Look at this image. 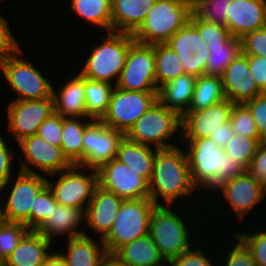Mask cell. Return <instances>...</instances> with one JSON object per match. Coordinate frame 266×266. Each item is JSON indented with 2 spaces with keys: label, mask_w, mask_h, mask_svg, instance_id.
<instances>
[{
  "label": "cell",
  "mask_w": 266,
  "mask_h": 266,
  "mask_svg": "<svg viewBox=\"0 0 266 266\" xmlns=\"http://www.w3.org/2000/svg\"><path fill=\"white\" fill-rule=\"evenodd\" d=\"M112 256L125 266H167L149 234L120 247Z\"/></svg>",
  "instance_id": "4316f807"
},
{
  "label": "cell",
  "mask_w": 266,
  "mask_h": 266,
  "mask_svg": "<svg viewBox=\"0 0 266 266\" xmlns=\"http://www.w3.org/2000/svg\"><path fill=\"white\" fill-rule=\"evenodd\" d=\"M234 132L230 121L221 125L209 138L214 140L218 147L224 148L226 144L233 138Z\"/></svg>",
  "instance_id": "11a10c76"
},
{
  "label": "cell",
  "mask_w": 266,
  "mask_h": 266,
  "mask_svg": "<svg viewBox=\"0 0 266 266\" xmlns=\"http://www.w3.org/2000/svg\"><path fill=\"white\" fill-rule=\"evenodd\" d=\"M232 0H202L192 11L201 19L226 27L228 10Z\"/></svg>",
  "instance_id": "60d3db41"
},
{
  "label": "cell",
  "mask_w": 266,
  "mask_h": 266,
  "mask_svg": "<svg viewBox=\"0 0 266 266\" xmlns=\"http://www.w3.org/2000/svg\"><path fill=\"white\" fill-rule=\"evenodd\" d=\"M101 266H125L120 263L114 256L107 255V257L101 263Z\"/></svg>",
  "instance_id": "6f0895ef"
},
{
  "label": "cell",
  "mask_w": 266,
  "mask_h": 266,
  "mask_svg": "<svg viewBox=\"0 0 266 266\" xmlns=\"http://www.w3.org/2000/svg\"><path fill=\"white\" fill-rule=\"evenodd\" d=\"M266 26V0H232L226 27L235 38Z\"/></svg>",
  "instance_id": "44dd1931"
},
{
  "label": "cell",
  "mask_w": 266,
  "mask_h": 266,
  "mask_svg": "<svg viewBox=\"0 0 266 266\" xmlns=\"http://www.w3.org/2000/svg\"><path fill=\"white\" fill-rule=\"evenodd\" d=\"M263 193H264V196L266 198V182L263 184Z\"/></svg>",
  "instance_id": "94428289"
},
{
  "label": "cell",
  "mask_w": 266,
  "mask_h": 266,
  "mask_svg": "<svg viewBox=\"0 0 266 266\" xmlns=\"http://www.w3.org/2000/svg\"><path fill=\"white\" fill-rule=\"evenodd\" d=\"M158 100V92L122 90L115 86L108 109L100 120L124 135Z\"/></svg>",
  "instance_id": "8fae6325"
},
{
  "label": "cell",
  "mask_w": 266,
  "mask_h": 266,
  "mask_svg": "<svg viewBox=\"0 0 266 266\" xmlns=\"http://www.w3.org/2000/svg\"><path fill=\"white\" fill-rule=\"evenodd\" d=\"M63 117L58 113H52L38 127L37 135L53 146L61 147Z\"/></svg>",
  "instance_id": "f6af8a7d"
},
{
  "label": "cell",
  "mask_w": 266,
  "mask_h": 266,
  "mask_svg": "<svg viewBox=\"0 0 266 266\" xmlns=\"http://www.w3.org/2000/svg\"><path fill=\"white\" fill-rule=\"evenodd\" d=\"M2 195L0 194V200L2 199ZM3 200L0 201V227L6 222L5 216H4V208H3Z\"/></svg>",
  "instance_id": "680465c9"
},
{
  "label": "cell",
  "mask_w": 266,
  "mask_h": 266,
  "mask_svg": "<svg viewBox=\"0 0 266 266\" xmlns=\"http://www.w3.org/2000/svg\"><path fill=\"white\" fill-rule=\"evenodd\" d=\"M207 48L210 52L205 68L206 75L221 76L228 65L241 52L240 39L233 36L222 46Z\"/></svg>",
  "instance_id": "d590c367"
},
{
  "label": "cell",
  "mask_w": 266,
  "mask_h": 266,
  "mask_svg": "<svg viewBox=\"0 0 266 266\" xmlns=\"http://www.w3.org/2000/svg\"><path fill=\"white\" fill-rule=\"evenodd\" d=\"M176 209L177 206L156 205L150 219L149 235L166 261L180 256L196 244L192 240L193 232L191 234L188 229L190 221L186 224L181 210L178 213Z\"/></svg>",
  "instance_id": "5b68a950"
},
{
  "label": "cell",
  "mask_w": 266,
  "mask_h": 266,
  "mask_svg": "<svg viewBox=\"0 0 266 266\" xmlns=\"http://www.w3.org/2000/svg\"><path fill=\"white\" fill-rule=\"evenodd\" d=\"M157 0H111L112 31L133 34Z\"/></svg>",
  "instance_id": "484cf974"
},
{
  "label": "cell",
  "mask_w": 266,
  "mask_h": 266,
  "mask_svg": "<svg viewBox=\"0 0 266 266\" xmlns=\"http://www.w3.org/2000/svg\"><path fill=\"white\" fill-rule=\"evenodd\" d=\"M85 119V120H84ZM94 120L90 118L63 117L61 148L64 155L74 165L83 166V136L85 129Z\"/></svg>",
  "instance_id": "f546056e"
},
{
  "label": "cell",
  "mask_w": 266,
  "mask_h": 266,
  "mask_svg": "<svg viewBox=\"0 0 266 266\" xmlns=\"http://www.w3.org/2000/svg\"><path fill=\"white\" fill-rule=\"evenodd\" d=\"M123 199L101 188H95L93 197L85 211V225L104 239L111 231Z\"/></svg>",
  "instance_id": "ffe728a7"
},
{
  "label": "cell",
  "mask_w": 266,
  "mask_h": 266,
  "mask_svg": "<svg viewBox=\"0 0 266 266\" xmlns=\"http://www.w3.org/2000/svg\"><path fill=\"white\" fill-rule=\"evenodd\" d=\"M195 248V249H194ZM214 260H210L205 251L193 245L180 256L167 261L168 266H216Z\"/></svg>",
  "instance_id": "7dc6e473"
},
{
  "label": "cell",
  "mask_w": 266,
  "mask_h": 266,
  "mask_svg": "<svg viewBox=\"0 0 266 266\" xmlns=\"http://www.w3.org/2000/svg\"><path fill=\"white\" fill-rule=\"evenodd\" d=\"M249 70L262 92H266V57L247 55Z\"/></svg>",
  "instance_id": "db71d44e"
},
{
  "label": "cell",
  "mask_w": 266,
  "mask_h": 266,
  "mask_svg": "<svg viewBox=\"0 0 266 266\" xmlns=\"http://www.w3.org/2000/svg\"><path fill=\"white\" fill-rule=\"evenodd\" d=\"M197 190L199 189L191 178L184 146L157 149L153 174L149 181L150 199L156 205L175 206L180 199L182 202L189 201V195L199 197L196 194Z\"/></svg>",
  "instance_id": "6da1fadb"
},
{
  "label": "cell",
  "mask_w": 266,
  "mask_h": 266,
  "mask_svg": "<svg viewBox=\"0 0 266 266\" xmlns=\"http://www.w3.org/2000/svg\"><path fill=\"white\" fill-rule=\"evenodd\" d=\"M66 240L68 251L58 253L67 266H101L108 255L102 239L94 240L87 233Z\"/></svg>",
  "instance_id": "cb8c5ba5"
},
{
  "label": "cell",
  "mask_w": 266,
  "mask_h": 266,
  "mask_svg": "<svg viewBox=\"0 0 266 266\" xmlns=\"http://www.w3.org/2000/svg\"><path fill=\"white\" fill-rule=\"evenodd\" d=\"M225 96L234 104H243L261 95L248 67L247 55L240 52L221 75Z\"/></svg>",
  "instance_id": "d6986e66"
},
{
  "label": "cell",
  "mask_w": 266,
  "mask_h": 266,
  "mask_svg": "<svg viewBox=\"0 0 266 266\" xmlns=\"http://www.w3.org/2000/svg\"><path fill=\"white\" fill-rule=\"evenodd\" d=\"M197 77L183 74L158 89V100L181 117L188 111L192 101Z\"/></svg>",
  "instance_id": "f1b7e54d"
},
{
  "label": "cell",
  "mask_w": 266,
  "mask_h": 266,
  "mask_svg": "<svg viewBox=\"0 0 266 266\" xmlns=\"http://www.w3.org/2000/svg\"><path fill=\"white\" fill-rule=\"evenodd\" d=\"M0 12V62L9 55L14 54L21 46L10 30L8 19Z\"/></svg>",
  "instance_id": "681fc988"
},
{
  "label": "cell",
  "mask_w": 266,
  "mask_h": 266,
  "mask_svg": "<svg viewBox=\"0 0 266 266\" xmlns=\"http://www.w3.org/2000/svg\"><path fill=\"white\" fill-rule=\"evenodd\" d=\"M17 145L24 156L23 158L19 154L18 170L20 171L35 174L42 172L45 176H49L64 171L73 165L64 155L61 147L49 144L37 134L23 138Z\"/></svg>",
  "instance_id": "4fadbf2b"
},
{
  "label": "cell",
  "mask_w": 266,
  "mask_h": 266,
  "mask_svg": "<svg viewBox=\"0 0 266 266\" xmlns=\"http://www.w3.org/2000/svg\"><path fill=\"white\" fill-rule=\"evenodd\" d=\"M260 138H249L244 135L235 134L223 148L224 152L238 161L245 169L249 166L255 156Z\"/></svg>",
  "instance_id": "74e56055"
},
{
  "label": "cell",
  "mask_w": 266,
  "mask_h": 266,
  "mask_svg": "<svg viewBox=\"0 0 266 266\" xmlns=\"http://www.w3.org/2000/svg\"><path fill=\"white\" fill-rule=\"evenodd\" d=\"M191 13L185 0H157L133 38L141 44H164L189 21Z\"/></svg>",
  "instance_id": "277c9868"
},
{
  "label": "cell",
  "mask_w": 266,
  "mask_h": 266,
  "mask_svg": "<svg viewBox=\"0 0 266 266\" xmlns=\"http://www.w3.org/2000/svg\"><path fill=\"white\" fill-rule=\"evenodd\" d=\"M30 230L22 223L5 222L0 227V266L18 247L20 240Z\"/></svg>",
  "instance_id": "f35d334b"
},
{
  "label": "cell",
  "mask_w": 266,
  "mask_h": 266,
  "mask_svg": "<svg viewBox=\"0 0 266 266\" xmlns=\"http://www.w3.org/2000/svg\"><path fill=\"white\" fill-rule=\"evenodd\" d=\"M240 44L243 54L266 57V26L245 34Z\"/></svg>",
  "instance_id": "bcb514c9"
},
{
  "label": "cell",
  "mask_w": 266,
  "mask_h": 266,
  "mask_svg": "<svg viewBox=\"0 0 266 266\" xmlns=\"http://www.w3.org/2000/svg\"><path fill=\"white\" fill-rule=\"evenodd\" d=\"M71 76L69 74L58 90L53 86L54 112L62 117L86 118L85 78L78 72H71Z\"/></svg>",
  "instance_id": "603a6c76"
},
{
  "label": "cell",
  "mask_w": 266,
  "mask_h": 266,
  "mask_svg": "<svg viewBox=\"0 0 266 266\" xmlns=\"http://www.w3.org/2000/svg\"><path fill=\"white\" fill-rule=\"evenodd\" d=\"M230 124L234 134L244 135L249 138H260L252 113L244 103L233 105Z\"/></svg>",
  "instance_id": "b9f144b4"
},
{
  "label": "cell",
  "mask_w": 266,
  "mask_h": 266,
  "mask_svg": "<svg viewBox=\"0 0 266 266\" xmlns=\"http://www.w3.org/2000/svg\"><path fill=\"white\" fill-rule=\"evenodd\" d=\"M8 132L17 143L37 133L41 123L54 113L53 97L42 100H10L6 108Z\"/></svg>",
  "instance_id": "5bb4252c"
},
{
  "label": "cell",
  "mask_w": 266,
  "mask_h": 266,
  "mask_svg": "<svg viewBox=\"0 0 266 266\" xmlns=\"http://www.w3.org/2000/svg\"><path fill=\"white\" fill-rule=\"evenodd\" d=\"M81 223L82 226L85 223V211L83 209L57 203L51 215L36 231L53 243L55 238L62 236L66 237L67 235V239H69L84 235L87 231L82 229Z\"/></svg>",
  "instance_id": "7402d4cb"
},
{
  "label": "cell",
  "mask_w": 266,
  "mask_h": 266,
  "mask_svg": "<svg viewBox=\"0 0 266 266\" xmlns=\"http://www.w3.org/2000/svg\"><path fill=\"white\" fill-rule=\"evenodd\" d=\"M4 138L0 132V186L15 175L14 162H12L15 150L9 147Z\"/></svg>",
  "instance_id": "f907efd6"
},
{
  "label": "cell",
  "mask_w": 266,
  "mask_h": 266,
  "mask_svg": "<svg viewBox=\"0 0 266 266\" xmlns=\"http://www.w3.org/2000/svg\"><path fill=\"white\" fill-rule=\"evenodd\" d=\"M181 140L180 145H184L191 178L199 191L205 192L203 195L211 194L223 182L246 171L238 161L232 159L231 155L226 154L224 149L218 147L209 137Z\"/></svg>",
  "instance_id": "7a4b0ae2"
},
{
  "label": "cell",
  "mask_w": 266,
  "mask_h": 266,
  "mask_svg": "<svg viewBox=\"0 0 266 266\" xmlns=\"http://www.w3.org/2000/svg\"><path fill=\"white\" fill-rule=\"evenodd\" d=\"M182 60V64L186 74L199 77L205 75V68L207 65V59L209 58V52H196L191 56L179 57Z\"/></svg>",
  "instance_id": "f5cc1de1"
},
{
  "label": "cell",
  "mask_w": 266,
  "mask_h": 266,
  "mask_svg": "<svg viewBox=\"0 0 266 266\" xmlns=\"http://www.w3.org/2000/svg\"><path fill=\"white\" fill-rule=\"evenodd\" d=\"M234 243H227L229 244V248H227L226 252L219 253L220 255L224 256V259L220 260L222 262L217 261L221 266H257L255 263L253 256L250 250L246 247V245L235 235L233 236ZM231 244V245H230ZM226 254V255H225ZM223 260V261H222ZM223 264V265H222Z\"/></svg>",
  "instance_id": "ee69618b"
},
{
  "label": "cell",
  "mask_w": 266,
  "mask_h": 266,
  "mask_svg": "<svg viewBox=\"0 0 266 266\" xmlns=\"http://www.w3.org/2000/svg\"><path fill=\"white\" fill-rule=\"evenodd\" d=\"M42 266H67L63 258L59 255L58 250L53 251L45 260Z\"/></svg>",
  "instance_id": "9f6ffc18"
},
{
  "label": "cell",
  "mask_w": 266,
  "mask_h": 266,
  "mask_svg": "<svg viewBox=\"0 0 266 266\" xmlns=\"http://www.w3.org/2000/svg\"><path fill=\"white\" fill-rule=\"evenodd\" d=\"M233 105L226 98L205 109L186 112L182 116V138L209 137L221 125L230 121Z\"/></svg>",
  "instance_id": "ac0fdd59"
},
{
  "label": "cell",
  "mask_w": 266,
  "mask_h": 266,
  "mask_svg": "<svg viewBox=\"0 0 266 266\" xmlns=\"http://www.w3.org/2000/svg\"><path fill=\"white\" fill-rule=\"evenodd\" d=\"M226 99L221 76L202 75L197 77L191 104L187 112H195Z\"/></svg>",
  "instance_id": "1f68e13d"
},
{
  "label": "cell",
  "mask_w": 266,
  "mask_h": 266,
  "mask_svg": "<svg viewBox=\"0 0 266 266\" xmlns=\"http://www.w3.org/2000/svg\"><path fill=\"white\" fill-rule=\"evenodd\" d=\"M189 22L198 30V33L207 47L224 45L231 37L227 27L212 22H207L198 17L193 11Z\"/></svg>",
  "instance_id": "8d00e7d4"
},
{
  "label": "cell",
  "mask_w": 266,
  "mask_h": 266,
  "mask_svg": "<svg viewBox=\"0 0 266 266\" xmlns=\"http://www.w3.org/2000/svg\"><path fill=\"white\" fill-rule=\"evenodd\" d=\"M155 206L150 198L122 201L111 231L102 240L108 255H113L120 247L149 234Z\"/></svg>",
  "instance_id": "ba28073f"
},
{
  "label": "cell",
  "mask_w": 266,
  "mask_h": 266,
  "mask_svg": "<svg viewBox=\"0 0 266 266\" xmlns=\"http://www.w3.org/2000/svg\"><path fill=\"white\" fill-rule=\"evenodd\" d=\"M16 173L17 175L0 186L2 195L7 193L4 190L10 186L9 193L5 197L7 199L4 197L2 199L4 216L6 222L22 223L30 230V210L38 193L47 185V178L45 175L42 176V173L35 174L20 170ZM10 183L12 186L9 185Z\"/></svg>",
  "instance_id": "30bf717a"
},
{
  "label": "cell",
  "mask_w": 266,
  "mask_h": 266,
  "mask_svg": "<svg viewBox=\"0 0 266 266\" xmlns=\"http://www.w3.org/2000/svg\"><path fill=\"white\" fill-rule=\"evenodd\" d=\"M224 198V203L227 202L229 207L237 217L235 220L242 222L249 213L254 211L256 205L265 199L263 187L259 184L247 171L236 175L228 181L223 182L213 192Z\"/></svg>",
  "instance_id": "2e32d148"
},
{
  "label": "cell",
  "mask_w": 266,
  "mask_h": 266,
  "mask_svg": "<svg viewBox=\"0 0 266 266\" xmlns=\"http://www.w3.org/2000/svg\"><path fill=\"white\" fill-rule=\"evenodd\" d=\"M252 113L261 141H266V92L244 103Z\"/></svg>",
  "instance_id": "c3c4849f"
},
{
  "label": "cell",
  "mask_w": 266,
  "mask_h": 266,
  "mask_svg": "<svg viewBox=\"0 0 266 266\" xmlns=\"http://www.w3.org/2000/svg\"><path fill=\"white\" fill-rule=\"evenodd\" d=\"M124 134L106 126L101 121H93L83 136V167L98 169L115 159L117 149Z\"/></svg>",
  "instance_id": "e0dca14e"
},
{
  "label": "cell",
  "mask_w": 266,
  "mask_h": 266,
  "mask_svg": "<svg viewBox=\"0 0 266 266\" xmlns=\"http://www.w3.org/2000/svg\"><path fill=\"white\" fill-rule=\"evenodd\" d=\"M97 174L98 185L123 200L150 198L149 183L116 159L101 165Z\"/></svg>",
  "instance_id": "9a60e30c"
},
{
  "label": "cell",
  "mask_w": 266,
  "mask_h": 266,
  "mask_svg": "<svg viewBox=\"0 0 266 266\" xmlns=\"http://www.w3.org/2000/svg\"><path fill=\"white\" fill-rule=\"evenodd\" d=\"M246 171L262 186L266 182V141L259 143Z\"/></svg>",
  "instance_id": "816d5d0a"
},
{
  "label": "cell",
  "mask_w": 266,
  "mask_h": 266,
  "mask_svg": "<svg viewBox=\"0 0 266 266\" xmlns=\"http://www.w3.org/2000/svg\"><path fill=\"white\" fill-rule=\"evenodd\" d=\"M190 7L193 9L199 2H201L202 0H185Z\"/></svg>",
  "instance_id": "91938a15"
},
{
  "label": "cell",
  "mask_w": 266,
  "mask_h": 266,
  "mask_svg": "<svg viewBox=\"0 0 266 266\" xmlns=\"http://www.w3.org/2000/svg\"><path fill=\"white\" fill-rule=\"evenodd\" d=\"M57 201L46 185L34 199L30 210V230H37L53 212Z\"/></svg>",
  "instance_id": "ab89813d"
},
{
  "label": "cell",
  "mask_w": 266,
  "mask_h": 266,
  "mask_svg": "<svg viewBox=\"0 0 266 266\" xmlns=\"http://www.w3.org/2000/svg\"><path fill=\"white\" fill-rule=\"evenodd\" d=\"M115 85L85 78L86 118L100 121L105 115Z\"/></svg>",
  "instance_id": "836d02e7"
},
{
  "label": "cell",
  "mask_w": 266,
  "mask_h": 266,
  "mask_svg": "<svg viewBox=\"0 0 266 266\" xmlns=\"http://www.w3.org/2000/svg\"><path fill=\"white\" fill-rule=\"evenodd\" d=\"M100 38L101 43L92 44L78 72L82 77L107 82L116 86L125 66L129 47L135 42L131 33L110 31ZM87 57V58H86Z\"/></svg>",
  "instance_id": "3957f363"
},
{
  "label": "cell",
  "mask_w": 266,
  "mask_h": 266,
  "mask_svg": "<svg viewBox=\"0 0 266 266\" xmlns=\"http://www.w3.org/2000/svg\"><path fill=\"white\" fill-rule=\"evenodd\" d=\"M70 3L72 13L80 19L103 29L102 32L112 31L111 0H70Z\"/></svg>",
  "instance_id": "4dcf8cb0"
},
{
  "label": "cell",
  "mask_w": 266,
  "mask_h": 266,
  "mask_svg": "<svg viewBox=\"0 0 266 266\" xmlns=\"http://www.w3.org/2000/svg\"><path fill=\"white\" fill-rule=\"evenodd\" d=\"M52 244L37 231L30 230L1 266H42L53 251Z\"/></svg>",
  "instance_id": "d4e9b609"
},
{
  "label": "cell",
  "mask_w": 266,
  "mask_h": 266,
  "mask_svg": "<svg viewBox=\"0 0 266 266\" xmlns=\"http://www.w3.org/2000/svg\"><path fill=\"white\" fill-rule=\"evenodd\" d=\"M178 134L182 139V117L157 100L124 136L136 143L166 149L179 145L170 140Z\"/></svg>",
  "instance_id": "8992f818"
},
{
  "label": "cell",
  "mask_w": 266,
  "mask_h": 266,
  "mask_svg": "<svg viewBox=\"0 0 266 266\" xmlns=\"http://www.w3.org/2000/svg\"><path fill=\"white\" fill-rule=\"evenodd\" d=\"M116 87L128 91L158 92L155 79L154 44L134 42Z\"/></svg>",
  "instance_id": "7c38bea8"
},
{
  "label": "cell",
  "mask_w": 266,
  "mask_h": 266,
  "mask_svg": "<svg viewBox=\"0 0 266 266\" xmlns=\"http://www.w3.org/2000/svg\"><path fill=\"white\" fill-rule=\"evenodd\" d=\"M157 148L128 140L120 141L115 159L126 164L148 183L152 178Z\"/></svg>",
  "instance_id": "83f0119b"
},
{
  "label": "cell",
  "mask_w": 266,
  "mask_h": 266,
  "mask_svg": "<svg viewBox=\"0 0 266 266\" xmlns=\"http://www.w3.org/2000/svg\"><path fill=\"white\" fill-rule=\"evenodd\" d=\"M46 177L47 185L58 204L84 211H86L94 190L98 186L97 170L76 164L64 171L49 175L52 179L54 177L57 179L54 178L50 181L51 178Z\"/></svg>",
  "instance_id": "9c48e42d"
},
{
  "label": "cell",
  "mask_w": 266,
  "mask_h": 266,
  "mask_svg": "<svg viewBox=\"0 0 266 266\" xmlns=\"http://www.w3.org/2000/svg\"><path fill=\"white\" fill-rule=\"evenodd\" d=\"M234 235L250 250L257 266H266V228L264 230L253 229L251 233L248 231L247 234L238 231Z\"/></svg>",
  "instance_id": "7bdbcfd3"
},
{
  "label": "cell",
  "mask_w": 266,
  "mask_h": 266,
  "mask_svg": "<svg viewBox=\"0 0 266 266\" xmlns=\"http://www.w3.org/2000/svg\"><path fill=\"white\" fill-rule=\"evenodd\" d=\"M165 44L174 50L179 57L191 56L196 52H210L198 33V30L188 21Z\"/></svg>",
  "instance_id": "e575fe53"
},
{
  "label": "cell",
  "mask_w": 266,
  "mask_h": 266,
  "mask_svg": "<svg viewBox=\"0 0 266 266\" xmlns=\"http://www.w3.org/2000/svg\"><path fill=\"white\" fill-rule=\"evenodd\" d=\"M20 47L14 54L0 62V72L17 96L13 100H42L52 97L53 85L31 60L22 57ZM34 64V65H33Z\"/></svg>",
  "instance_id": "52a82bcc"
},
{
  "label": "cell",
  "mask_w": 266,
  "mask_h": 266,
  "mask_svg": "<svg viewBox=\"0 0 266 266\" xmlns=\"http://www.w3.org/2000/svg\"><path fill=\"white\" fill-rule=\"evenodd\" d=\"M154 55L157 89L185 74L182 60L167 44H154Z\"/></svg>",
  "instance_id": "d6a6232c"
}]
</instances>
